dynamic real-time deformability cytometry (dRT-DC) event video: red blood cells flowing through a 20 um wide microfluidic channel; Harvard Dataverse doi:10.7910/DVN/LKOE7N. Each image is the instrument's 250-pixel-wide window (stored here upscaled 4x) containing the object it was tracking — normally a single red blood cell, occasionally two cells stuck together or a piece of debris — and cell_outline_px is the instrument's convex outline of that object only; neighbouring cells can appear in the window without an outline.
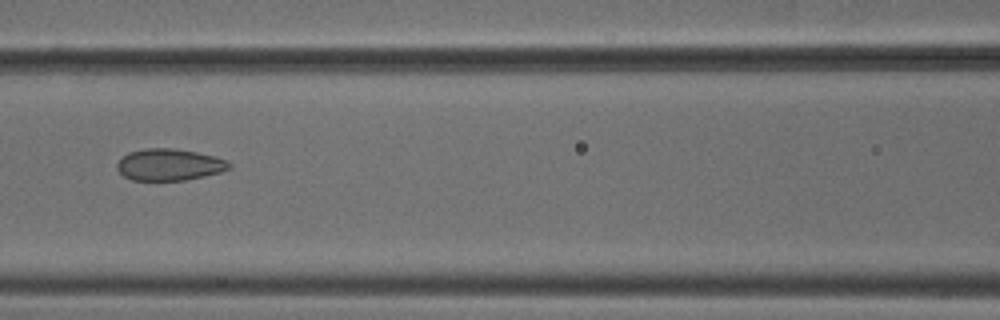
{"species": "common noctule bat (a hibernating species)", "species_latin": "Nyctalus noctula", "temperature_condition": "cold", "stored_images_in_passage": 9, "camera_frame_rate_fps": 3000, "um_per_image_px": 0.085, "animal": {"sex": "male", "body_mass_g": 18.8}, "frame": {"image": 1, "passage_image": 6, "time_ms": 1.667, "image_size_px": [1000, 320], "cell_outline_px": [[232, 168], [220, 172], [204, 176], [184, 180], [132, 180], [124, 176], [116, 168], [116, 164], [128, 152], [148, 148], [176, 148], [216, 156], [228, 160], [232, 164]], "centroid_in_image_um": [14.43, 13.99], "position_along_channel_um": 152.2, "area_um2": 20.81}}
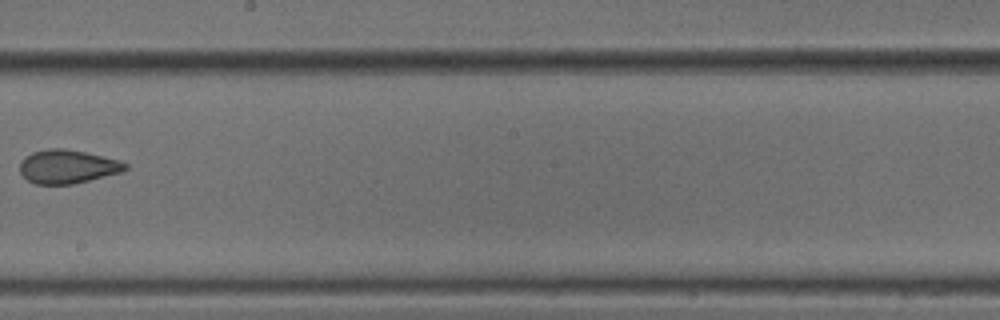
{"frame": {"image": 2, "passage_image": 8, "time_ms": 2.333, "image_size_px": [1000, 320], "cell_outline_px": [[128, 168], [120, 172], [72, 184], [36, 184], [28, 180], [20, 172], [20, 160], [24, 156], [32, 152], [48, 148], [64, 148], [84, 152], [120, 160], [128, 164]], "centroid_in_image_um": [5.71, 14.15], "position_along_channel_um": 242.5, "area_um2": 20.58}}
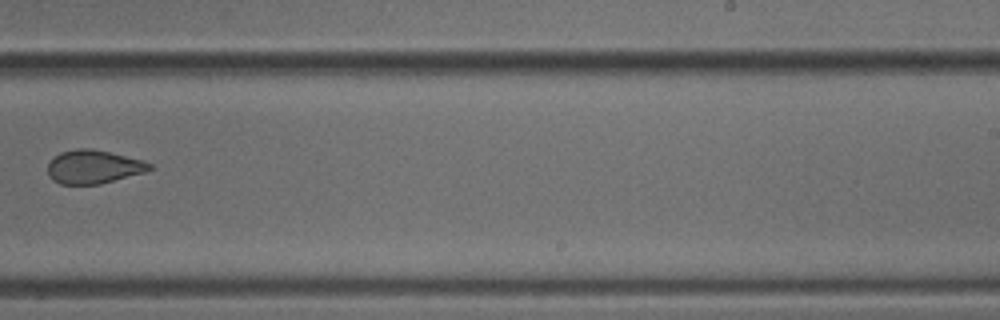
{"frame": {"image": 3, "passage_image": 9, "time_ms": 2.667, "image_size_px": [1000, 320], "cell_outline_px": [[152, 168], [144, 172], [100, 184], [60, 184], [52, 180], [48, 176], [48, 164], [60, 152], [76, 148], [92, 148], [144, 160], [152, 164]], "centroid_in_image_um": [7.94, 14.17], "position_along_channel_um": 281.1, "area_um2": 19.88}}